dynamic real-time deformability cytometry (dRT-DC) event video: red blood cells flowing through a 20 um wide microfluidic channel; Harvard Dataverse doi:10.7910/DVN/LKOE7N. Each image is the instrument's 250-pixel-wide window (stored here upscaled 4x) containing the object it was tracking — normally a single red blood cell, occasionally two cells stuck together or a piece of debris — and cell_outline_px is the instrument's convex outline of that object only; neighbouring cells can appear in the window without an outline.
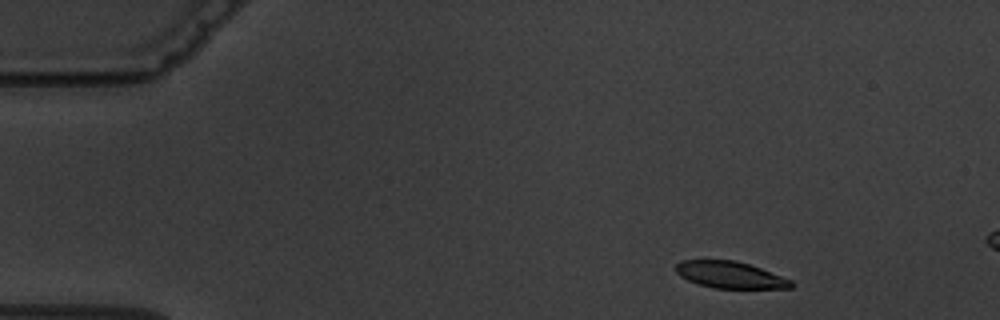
{"species": "common noctule bat (a hibernating species)", "species_latin": "Nyctalus noctula", "temperature_condition": "warm", "stored_images_in_passage": 4, "camera_frame_rate_fps": 3000, "um_per_image_px": 0.085, "animal": {"sex": "male", "body_mass_g": 19.5, "forearm_length_mm": 54.6}, "frame": {"image": 1, "passage_image": 1, "time_ms": 0.0, "image_size_px": [1000, 320], "cell_outline_px": [[796, 284], [792, 288], [712, 288], [688, 280], [680, 276], [676, 272], [676, 264], [680, 260], [736, 260], [760, 268], [792, 280]], "centroid_in_image_um": [62.07, 23.36], "position_along_channel_um": 22.9, "area_um2": 17.92}}